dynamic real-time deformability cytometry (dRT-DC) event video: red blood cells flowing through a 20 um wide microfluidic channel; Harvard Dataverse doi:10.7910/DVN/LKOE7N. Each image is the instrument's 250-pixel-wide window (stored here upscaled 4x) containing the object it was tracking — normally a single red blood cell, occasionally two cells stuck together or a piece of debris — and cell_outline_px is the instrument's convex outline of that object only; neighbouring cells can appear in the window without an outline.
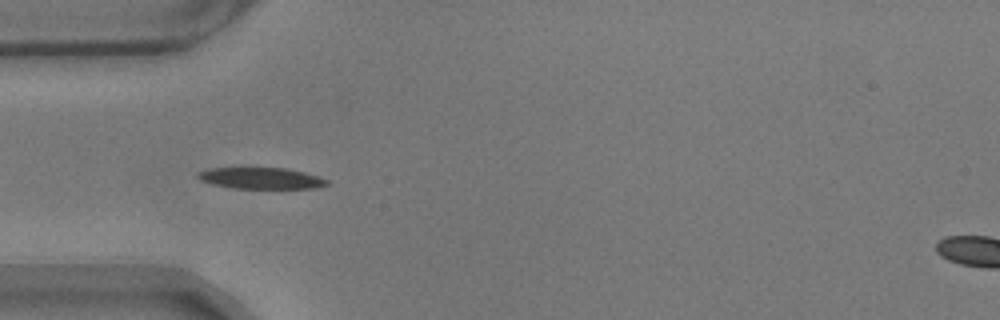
{"species": "common noctule bat (a hibernating species)", "species_latin": "Nyctalus noctula", "temperature_condition": "warm", "stored_images_in_passage": 21, "camera_frame_rate_fps": 3000, "um_per_image_px": 0.085, "animal": {"sex": "male", "body_mass_g": 17.9}, "frame": {"image": 1, "passage_image": 1, "time_ms": 0.0, "image_size_px": [1000, 320], "cell_outline_px": [[328, 184], [316, 188], [232, 188], [212, 184], [200, 180], [196, 176], [200, 172], [212, 168], [288, 168], [320, 176], [328, 180]], "centroid_in_image_um": [22.22, 15.15], "position_along_channel_um": 62.8, "area_um2": 15.95}}
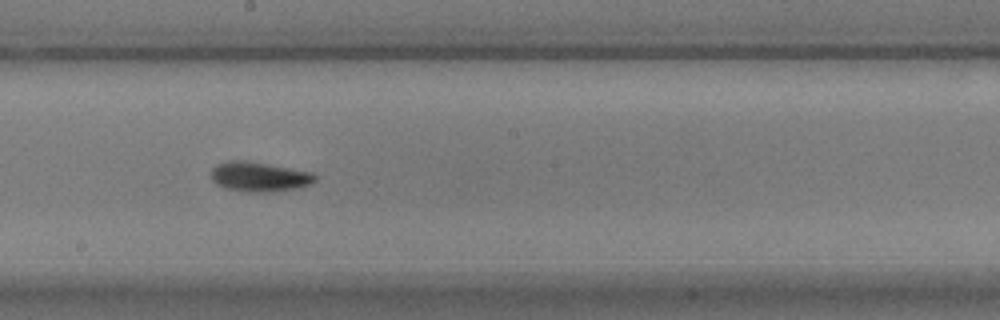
{"frame": {"image": 2, "passage_image": 15, "time_ms": 4.667, "image_size_px": [1000, 320], "cell_outline_px": [[316, 180], [312, 184], [296, 188], [268, 192], [244, 192], [224, 188], [216, 184], [212, 180], [212, 168], [216, 164], [228, 160], [248, 160], [312, 172], [316, 176]], "centroid_in_image_um": [22.02, 15.02], "position_along_channel_um": 226.2, "area_um2": 18.21}}
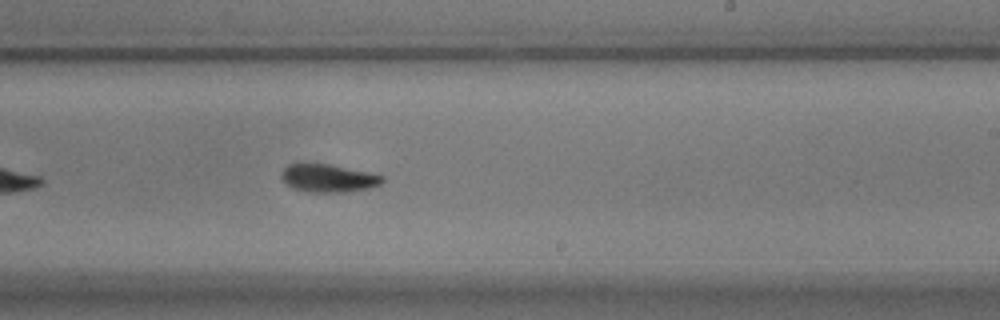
{"frame": {"image": 3, "passage_image": 18, "time_ms": 5.667, "image_size_px": [1000, 320], "cell_outline_px": [[384, 180], [380, 184], [368, 188], [344, 192], [308, 192], [292, 188], [280, 176], [284, 168], [288, 164], [328, 164], [368, 172], [384, 176]], "centroid_in_image_um": [27.9, 15.15], "position_along_channel_um": 261.1, "area_um2": 16.18}}